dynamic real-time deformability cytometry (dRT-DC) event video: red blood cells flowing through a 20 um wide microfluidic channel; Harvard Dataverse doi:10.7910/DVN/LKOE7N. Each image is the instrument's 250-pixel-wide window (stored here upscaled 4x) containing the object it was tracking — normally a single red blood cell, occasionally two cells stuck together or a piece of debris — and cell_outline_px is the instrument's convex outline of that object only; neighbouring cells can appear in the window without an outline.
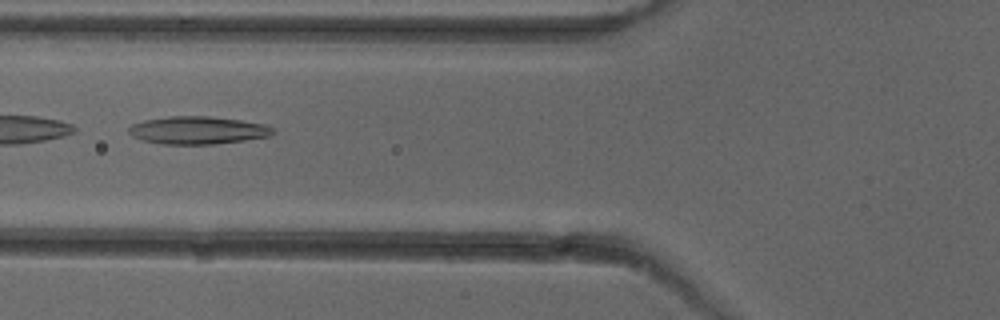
{"species": "common noctule bat (a hibernating species)", "species_latin": "Nyctalus noctula", "temperature_condition": "cold", "stored_images_in_passage": 6, "camera_frame_rate_fps": 3000, "um_per_image_px": 0.085, "animal": {"sex": "female"}, "frame": {"image": 1, "passage_image": 6, "time_ms": 5.667, "image_size_px": [1000, 320], "cell_outline_px": [[276, 132], [268, 136], [244, 140], [212, 144], [160, 144], [144, 140], [132, 136], [128, 132], [128, 128], [132, 124], [144, 120], [168, 116], [208, 116], [240, 120], [264, 124], [276, 128]], "centroid_in_image_um": [16.81, 11.06], "position_along_channel_um": 109.0, "area_um2": 23.29}}